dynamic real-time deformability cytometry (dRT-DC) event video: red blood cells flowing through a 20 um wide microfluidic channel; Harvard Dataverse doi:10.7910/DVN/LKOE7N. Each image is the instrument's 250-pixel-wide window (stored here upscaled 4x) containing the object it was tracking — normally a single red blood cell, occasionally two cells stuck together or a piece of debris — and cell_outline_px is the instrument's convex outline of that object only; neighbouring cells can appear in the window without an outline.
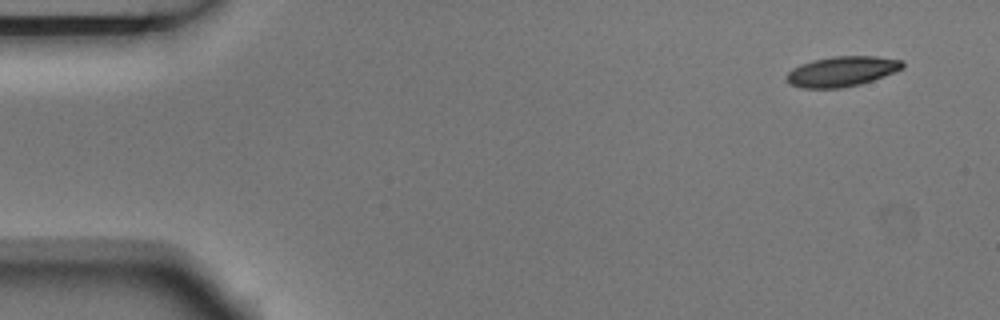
{"species": "Egyptian fruit bat (a non-hibernating species)", "species_latin": "Rousettus aegyptiacus", "temperature_condition": "room temperature", "stored_images_in_passage": 8, "camera_frame_rate_fps": 3000, "um_per_image_px": 0.085, "animal": {"sex": "male"}, "frame": {"image": 1, "passage_image": 1, "time_ms": 0.0, "image_size_px": [1000, 320], "cell_outline_px": [[904, 68], [884, 76], [860, 84], [840, 88], [804, 88], [792, 84], [784, 80], [784, 76], [792, 68], [800, 64], [812, 60], [832, 56], [876, 56], [904, 60]], "centroid_in_image_um": [71.55, 6.06], "position_along_channel_um": 13.5, "area_um2": 20.52}}
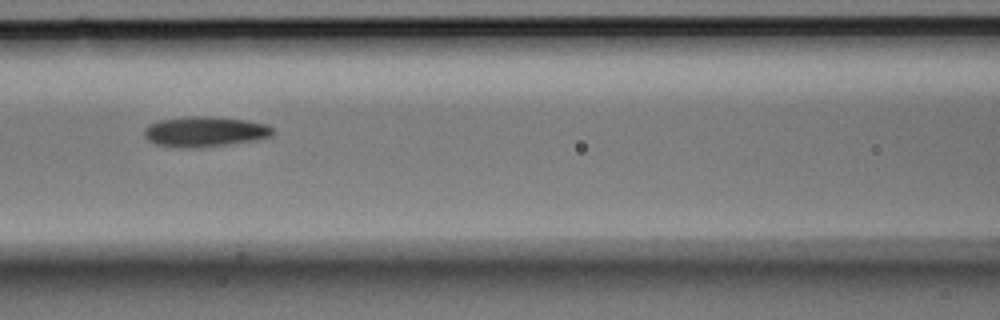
{"frame": {"image": 2, "passage_image": 6, "time_ms": 1.667, "image_size_px": [1000, 320], "cell_outline_px": [[272, 136], [256, 140], [204, 148], [176, 148], [156, 144], [148, 140], [144, 136], [144, 128], [148, 124], [160, 120], [192, 116], [212, 116], [244, 120], [264, 124], [272, 128]], "centroid_in_image_um": [17.37, 11.21], "position_along_channel_um": 149.2, "area_um2": 22.83}}
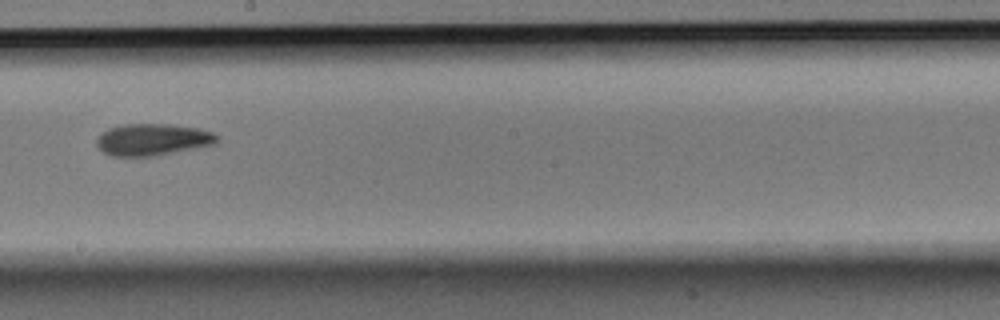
{"frame": {"image": 3, "passage_image": 8, "time_ms": 2.333, "image_size_px": [1000, 320], "cell_outline_px": [[220, 136], [216, 144], [196, 148], [152, 156], [112, 156], [104, 152], [96, 144], [96, 136], [100, 132], [108, 128], [124, 124], [168, 124], [200, 128], [212, 132]], "centroid_in_image_um": [12.97, 11.85], "position_along_channel_um": 235.2, "area_um2": 22.48}}